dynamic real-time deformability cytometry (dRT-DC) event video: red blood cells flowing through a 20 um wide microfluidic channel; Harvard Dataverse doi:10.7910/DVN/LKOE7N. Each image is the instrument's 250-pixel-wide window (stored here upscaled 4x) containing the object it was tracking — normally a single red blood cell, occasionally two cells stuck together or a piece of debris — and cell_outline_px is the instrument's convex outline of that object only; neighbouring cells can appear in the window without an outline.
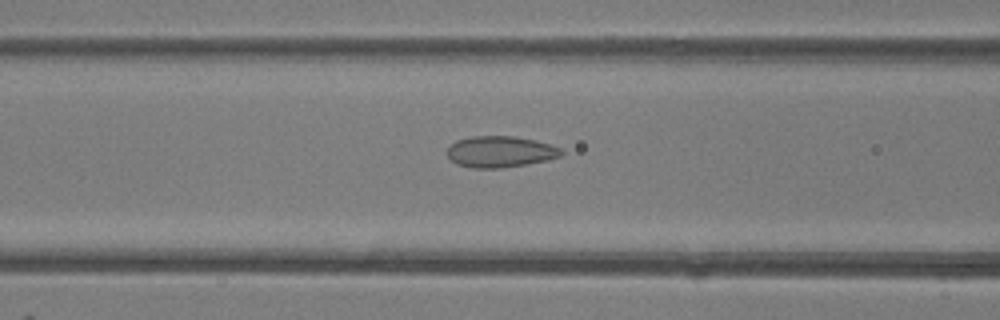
{"species": "common noctule bat (a hibernating species)", "species_latin": "Nyctalus noctula", "temperature_condition": "room temperature", "stored_images_in_passage": 41, "camera_frame_rate_fps": 3000, "um_per_image_px": 0.085, "animal": {"sex": "female"}, "frame": {"image": 1, "passage_image": 11, "time_ms": 3.333, "image_size_px": [1000, 320], "cell_outline_px": [[564, 152], [560, 156], [548, 160], [500, 168], [472, 168], [456, 164], [448, 156], [448, 148], [456, 140], [472, 136], [516, 136], [536, 140], [560, 148]], "centroid_in_image_um": [42.52, 12.89], "position_along_channel_um": 124.1, "area_um2": 20.69}}
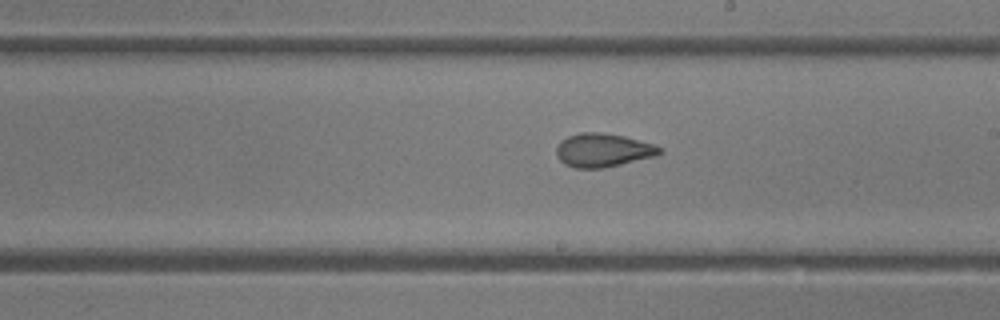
{"frame": {"image": 2, "passage_image": 19, "time_ms": 6.0, "image_size_px": [1000, 320], "cell_outline_px": [[664, 152], [656, 156], [604, 168], [576, 168], [564, 164], [556, 156], [556, 148], [560, 140], [568, 136], [580, 132], [600, 132], [624, 136], [652, 144], [664, 148]], "centroid_in_image_um": [51.25, 12.77], "position_along_channel_um": 237.7, "area_um2": 20.35}}
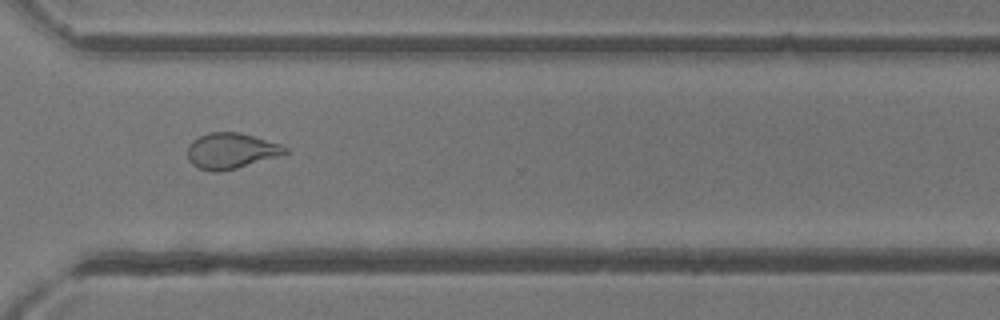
{"frame": {"image": 3, "passage_image": 27, "time_ms": 8.667, "image_size_px": [1000, 320], "cell_outline_px": [[288, 152], [276, 156], [236, 168], [220, 172], [212, 172], [200, 168], [192, 164], [188, 160], [188, 144], [192, 140], [208, 132], [236, 132], [252, 136], [280, 144], [288, 148]], "centroid_in_image_um": [19.58, 12.82], "position_along_channel_um": 351.0, "area_um2": 20.0}, "authors_computed_cell_mechanics": {"area_um2": 20.8658, "velocity_mm_per_s": 4.2569, "shape_relaxation_time_tau1_ms": null, "shape_relaxation_time_tau2_ms": 1.0723, "deformation_change_tau1": null, "deformation_change_tau2": 0.0607}}